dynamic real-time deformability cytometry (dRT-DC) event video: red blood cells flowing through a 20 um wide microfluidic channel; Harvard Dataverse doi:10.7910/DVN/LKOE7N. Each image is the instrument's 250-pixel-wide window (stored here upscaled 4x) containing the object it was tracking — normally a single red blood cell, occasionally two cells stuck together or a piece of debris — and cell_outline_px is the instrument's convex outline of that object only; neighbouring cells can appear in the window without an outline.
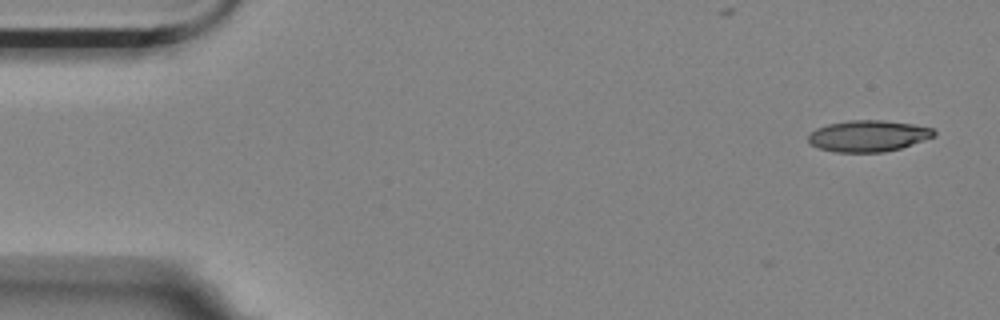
{"species": "Egyptian fruit bat (a non-hibernating species)", "species_latin": "Rousettus aegyptiacus", "temperature_condition": "room temperature", "stored_images_in_passage": 4, "camera_frame_rate_fps": 3000, "um_per_image_px": 0.085, "animal": {"sex": "female"}, "frame": {"image": 1, "passage_image": 1, "time_ms": 0.0, "image_size_px": [1000, 320], "cell_outline_px": [[936, 136], [900, 148], [884, 152], [836, 152], [820, 148], [812, 144], [808, 140], [808, 136], [816, 128], [828, 124], [848, 120], [884, 120], [912, 124], [932, 128], [936, 132]], "centroid_in_image_um": [73.82, 11.55], "position_along_channel_um": 11.2, "area_um2": 22.83}}
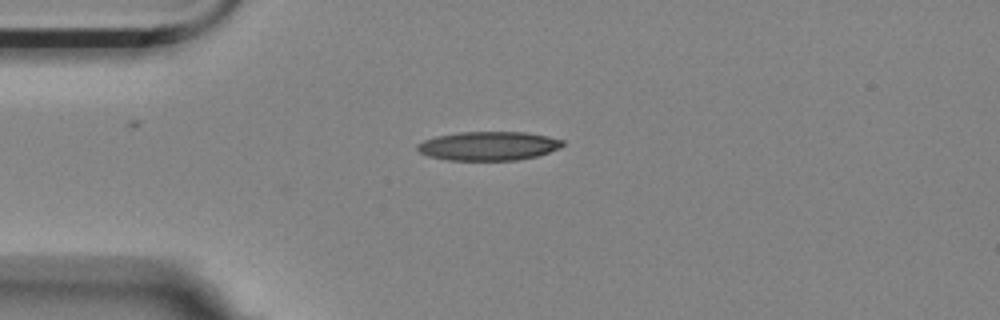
{"frame": {"image": 2, "passage_image": 4, "time_ms": 1.0, "image_size_px": [1000, 320], "cell_outline_px": [[564, 144], [560, 148], [536, 156], [516, 160], [448, 160], [428, 156], [420, 152], [416, 148], [416, 144], [424, 140], [436, 136], [460, 132], [524, 132], [548, 136], [564, 140]], "centroid_in_image_um": [41.51, 12.4], "position_along_channel_um": 43.5, "area_um2": 24.45}}